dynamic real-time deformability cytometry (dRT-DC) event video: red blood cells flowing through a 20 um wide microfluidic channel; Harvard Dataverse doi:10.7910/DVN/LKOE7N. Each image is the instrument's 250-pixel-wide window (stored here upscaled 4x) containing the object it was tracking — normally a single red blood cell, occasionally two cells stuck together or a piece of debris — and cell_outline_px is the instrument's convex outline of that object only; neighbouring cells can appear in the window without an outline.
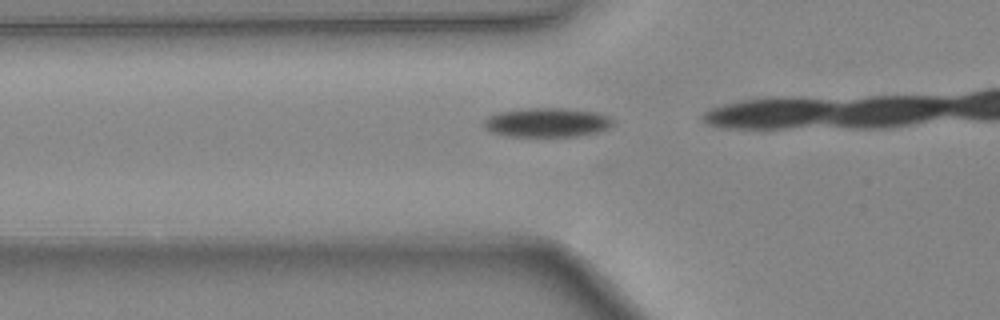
{"species": "common noctule bat (a hibernating species)", "species_latin": "Nyctalus noctula", "temperature_condition": "warm", "stored_images_in_passage": 20, "camera_frame_rate_fps": 3000, "um_per_image_px": 0.085, "animal": {"sex": "female", "body_mass_g": 24.6, "forearm_length_mm": 56.2}, "frame": {"image": 1, "passage_image": 6, "time_ms": 1.667, "image_size_px": [1000, 320], "cell_outline_px": [[616, 120], [608, 128], [600, 132], [576, 136], [508, 136], [492, 132], [484, 124], [484, 120], [488, 116], [500, 112], [520, 108], [568, 108], [596, 112], [608, 116]], "centroid_in_image_um": [46.54, 10.4], "position_along_channel_um": 79.3, "area_um2": 22.02}}